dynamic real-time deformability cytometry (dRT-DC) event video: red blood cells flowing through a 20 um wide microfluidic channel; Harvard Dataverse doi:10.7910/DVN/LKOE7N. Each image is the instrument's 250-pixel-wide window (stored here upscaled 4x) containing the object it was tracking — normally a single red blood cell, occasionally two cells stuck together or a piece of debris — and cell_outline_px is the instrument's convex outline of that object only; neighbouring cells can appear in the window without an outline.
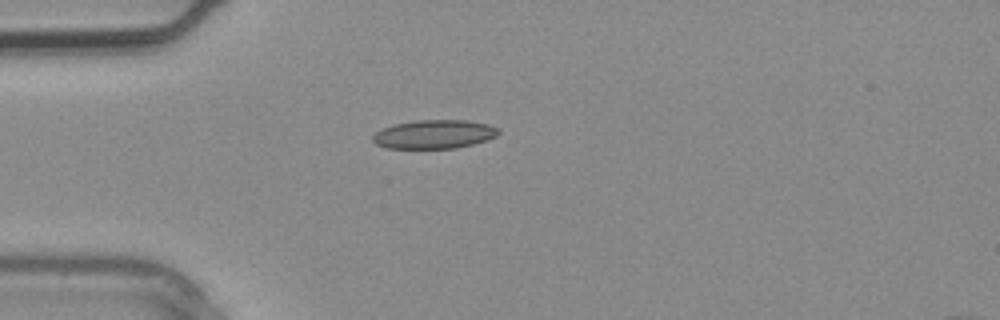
{"species": "common noctule bat (a hibernating species)", "species_latin": "Nyctalus noctula", "temperature_condition": "warm", "stored_images_in_passage": 1, "camera_frame_rate_fps": 3000, "um_per_image_px": 0.085, "animal": {"sex": "male", "body_mass_g": 20.4}, "frame": {"image": 1, "passage_image": 1, "time_ms": 0.0, "image_size_px": [1000, 320], "cell_outline_px": [[500, 132], [496, 136], [472, 144], [456, 148], [388, 148], [376, 144], [372, 140], [372, 136], [376, 132], [392, 124], [416, 120], [468, 120], [488, 124], [496, 128]], "centroid_in_image_um": [36.88, 11.4], "position_along_channel_um": 48.1, "area_um2": 20.92}}